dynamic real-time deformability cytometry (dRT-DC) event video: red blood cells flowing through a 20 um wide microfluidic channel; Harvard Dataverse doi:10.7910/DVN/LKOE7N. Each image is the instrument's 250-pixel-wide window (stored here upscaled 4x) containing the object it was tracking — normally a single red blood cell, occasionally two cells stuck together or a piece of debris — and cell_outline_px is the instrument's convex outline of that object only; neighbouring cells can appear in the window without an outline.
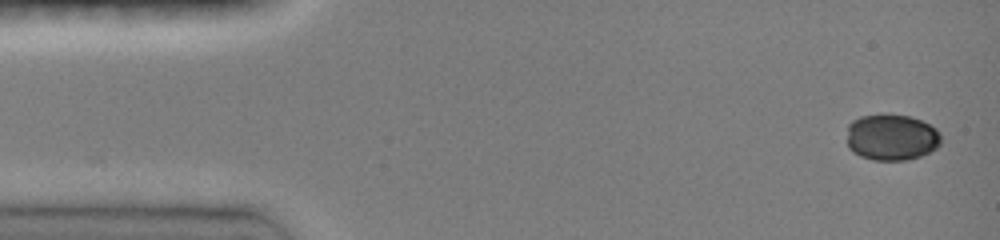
{"species": "common noctule bat (a hibernating species)", "species_latin": "Nyctalus noctula", "temperature_condition": "room temperature", "stored_images_in_passage": 42, "camera_frame_rate_fps": 3000, "um_per_image_px": 0.085, "animal": {"sex": "female", "body_mass_g": 19.0, "forearm_length_mm": 51.5}, "frame": {"image": 1, "passage_image": 1, "time_ms": 0.0, "image_size_px": [1000, 240], "cell_outline_px": [[940, 144], [936, 148], [920, 156], [908, 160], [872, 160], [860, 156], [852, 152], [848, 148], [848, 124], [852, 120], [860, 116], [880, 112], [912, 116], [936, 128], [940, 132]], "centroid_in_image_um": [75.76, 11.64], "position_along_channel_um": 9.2, "area_um2": 25.95}}
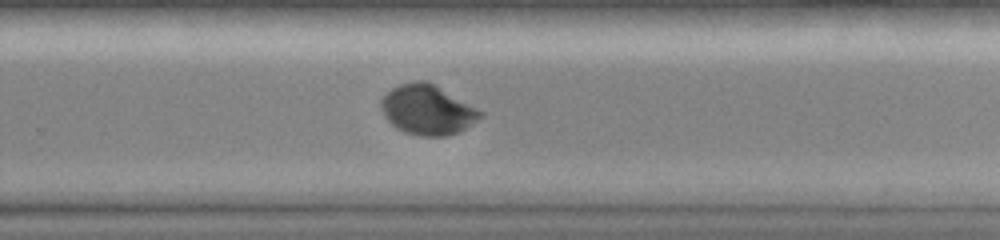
{"frame": {"image": 2, "passage_image": 21, "time_ms": 9.667, "image_size_px": [1000, 240], "cell_outline_px": [[484, 116], [460, 132], [444, 136], [420, 136], [404, 132], [396, 128], [388, 120], [380, 108], [380, 100], [392, 88], [400, 84], [416, 80], [428, 80], [484, 112]], "centroid_in_image_um": [36.34, 9.33], "position_along_channel_um": 293.5, "area_um2": 28.96}}
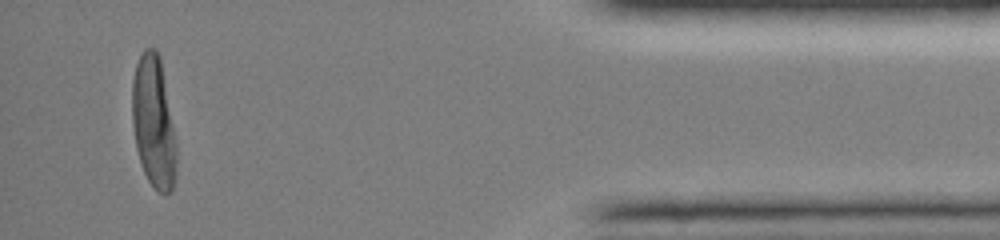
{"frame": {"image": 3, "passage_image": 36, "time_ms": 14.0, "image_size_px": [1000, 240], "cell_outline_px": [[176, 172], [172, 192], [164, 196], [148, 180], [140, 164], [136, 148], [132, 124], [132, 80], [136, 64], [144, 48], [156, 48], [160, 56], [176, 140]], "centroid_in_image_um": [13.05, 10.4], "position_along_channel_um": 422.1, "area_um2": 34.28}, "authors_computed_cell_mechanics": {"area_um2": 28.9, "velocity_mm_per_s": 4.1014, "shape_relaxation_time_tau1_ms": 1.5847, "shape_relaxation_time_tau2_ms": null, "deformation_change_tau1": 0.0948, "deformation_change_tau2": null}}